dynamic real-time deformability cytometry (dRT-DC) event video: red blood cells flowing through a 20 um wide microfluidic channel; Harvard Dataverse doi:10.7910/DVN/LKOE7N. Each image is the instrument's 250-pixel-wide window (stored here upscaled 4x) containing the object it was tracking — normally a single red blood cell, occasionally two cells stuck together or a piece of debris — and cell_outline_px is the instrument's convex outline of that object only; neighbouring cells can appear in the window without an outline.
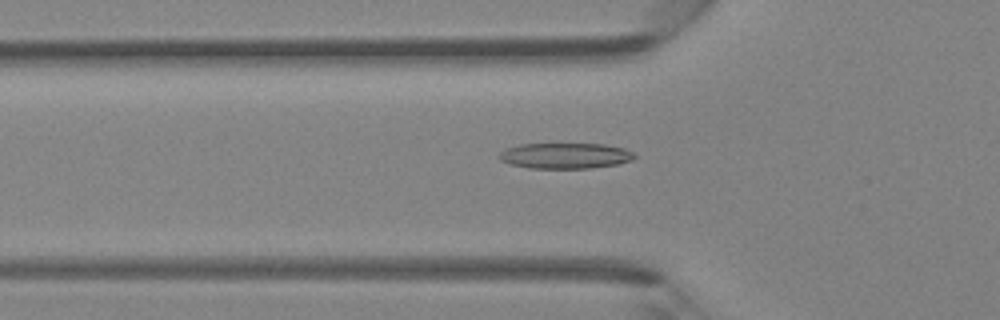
{"species": "Egyptian fruit bat (a non-hibernating species)", "species_latin": "Rousettus aegyptiacus", "temperature_condition": "room temperature", "stored_images_in_passage": 46, "camera_frame_rate_fps": 3000, "um_per_image_px": 0.085, "animal": {"sex": "female"}, "frame": {"image": 1, "passage_image": 16, "time_ms": 5.0, "image_size_px": [1000, 320], "cell_outline_px": [[636, 156], [632, 160], [616, 164], [592, 168], [528, 168], [512, 164], [500, 160], [496, 156], [504, 148], [520, 144], [604, 144], [624, 148], [632, 152]], "centroid_in_image_um": [48.01, 13.23], "position_along_channel_um": 77.8, "area_um2": 20.29}}
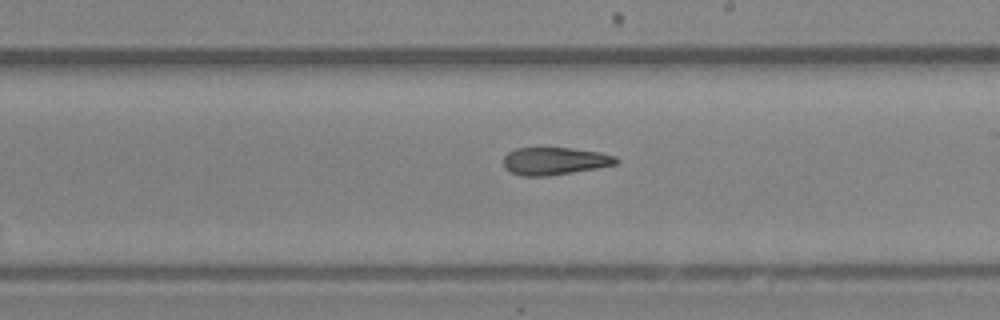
{"frame": {"image": 2, "passage_image": 27, "time_ms": 8.667, "image_size_px": [1000, 320], "cell_outline_px": [[620, 160], [616, 164], [596, 168], [548, 176], [520, 176], [508, 172], [504, 168], [504, 156], [508, 152], [516, 148], [572, 148], [600, 152], [616, 156]], "centroid_in_image_um": [47.12, 13.69], "position_along_channel_um": 241.9, "area_um2": 18.21}}
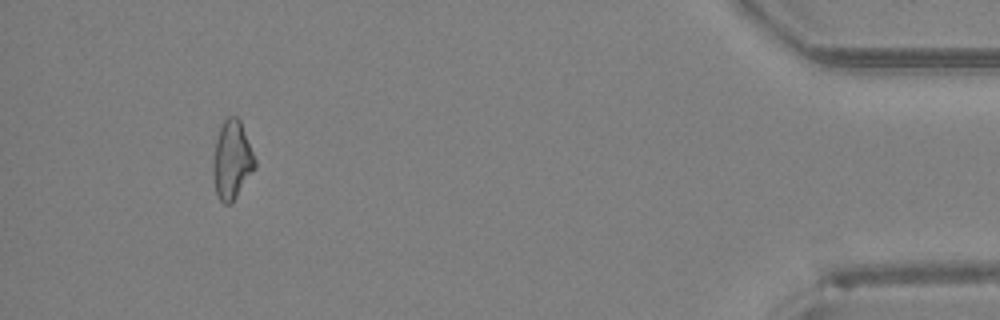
{"frame": {"image": 3, "passage_image": 43, "time_ms": 14.0, "image_size_px": [1000, 320], "cell_outline_px": [[256, 168], [232, 204], [224, 204], [220, 200], [216, 192], [212, 168], [212, 164], [216, 140], [220, 128], [224, 120], [228, 116], [236, 116], [240, 120], [256, 160]], "centroid_in_image_um": [19.72, 13.63], "position_along_channel_um": 415.5, "area_um2": 19.19}}